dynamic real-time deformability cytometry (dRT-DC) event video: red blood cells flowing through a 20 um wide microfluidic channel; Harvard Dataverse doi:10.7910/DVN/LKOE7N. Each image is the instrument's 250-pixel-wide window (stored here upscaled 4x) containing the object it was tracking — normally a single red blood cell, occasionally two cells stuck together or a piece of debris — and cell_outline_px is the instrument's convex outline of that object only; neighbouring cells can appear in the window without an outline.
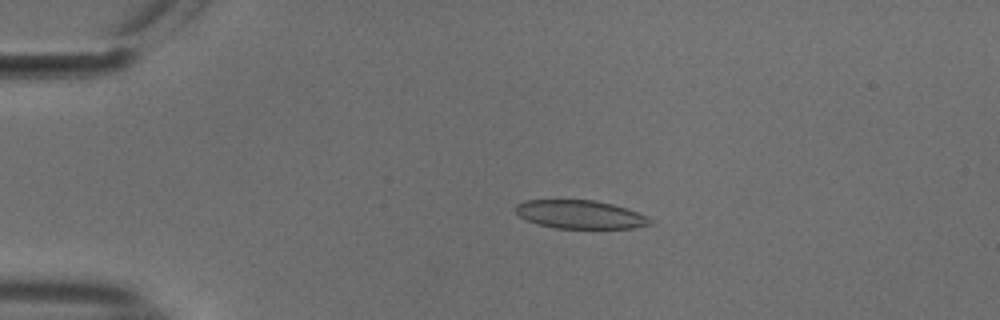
{"species": "common noctule bat (a hibernating species)", "species_latin": "Nyctalus noctula", "temperature_condition": "cold", "stored_images_in_passage": 54, "camera_frame_rate_fps": 3000, "um_per_image_px": 0.085, "animal": {"sex": "male", "body_mass_g": 18.8}, "frame": {"image": 1, "passage_image": 12, "time_ms": 3.667, "image_size_px": [1000, 320], "cell_outline_px": [[652, 224], [636, 228], [556, 228], [540, 224], [528, 220], [520, 216], [516, 212], [516, 204], [524, 200], [596, 200], [628, 208], [648, 216], [652, 220]], "centroid_in_image_um": [49.37, 18.22], "position_along_channel_um": 35.6, "area_um2": 22.25}}
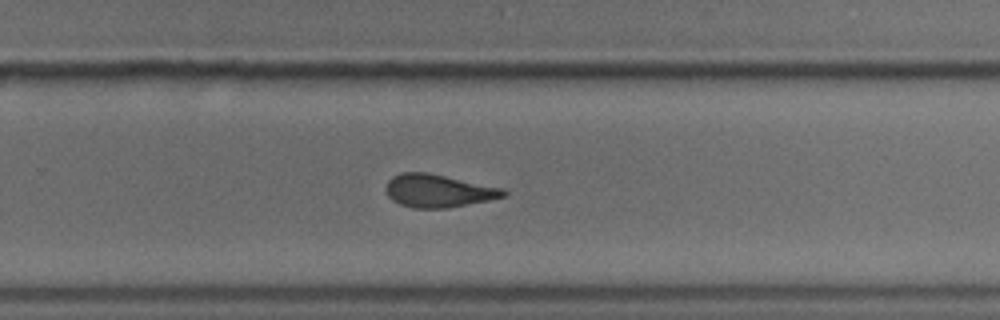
{"frame": {"image": 2, "passage_image": 36, "time_ms": 11.667, "image_size_px": [1000, 320], "cell_outline_px": [[508, 192], [504, 196], [488, 200], [448, 208], [412, 208], [400, 204], [392, 200], [388, 196], [384, 188], [388, 180], [392, 176], [400, 172], [428, 172], [504, 188]], "centroid_in_image_um": [37.22, 16.21], "position_along_channel_um": 292.6, "area_um2": 22.72}}
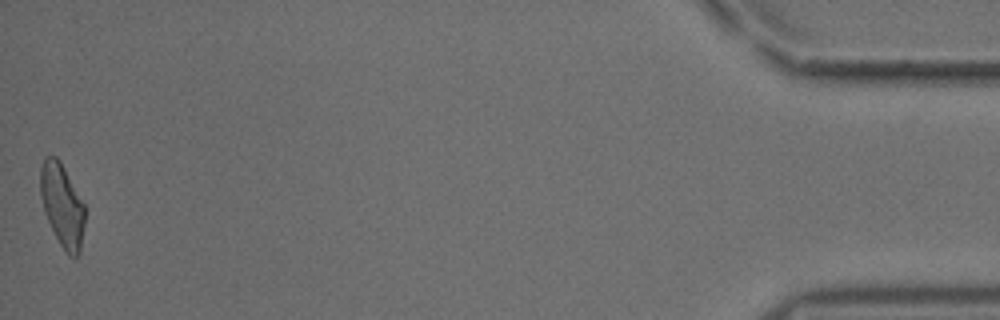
{"frame": {"image": 3, "passage_image": 54, "time_ms": 17.667, "image_size_px": [1000, 320], "cell_outline_px": [[84, 224], [80, 252], [76, 256], [68, 256], [64, 252], [44, 212], [40, 196], [40, 168], [44, 156], [56, 156], [60, 160], [84, 204]], "centroid_in_image_um": [5.27, 17.43], "position_along_channel_um": 429.9, "area_um2": 21.44}, "authors_computed_cell_mechanics": {"area_um2": 22.9466, "velocity_mm_per_s": 3.7566, "shape_relaxation_time_tau1_ms": 7.916, "shape_relaxation_time_tau2_ms": 1.8177, "deformation_change_tau1": 0.164, "deformation_change_tau2": 0.0986}}